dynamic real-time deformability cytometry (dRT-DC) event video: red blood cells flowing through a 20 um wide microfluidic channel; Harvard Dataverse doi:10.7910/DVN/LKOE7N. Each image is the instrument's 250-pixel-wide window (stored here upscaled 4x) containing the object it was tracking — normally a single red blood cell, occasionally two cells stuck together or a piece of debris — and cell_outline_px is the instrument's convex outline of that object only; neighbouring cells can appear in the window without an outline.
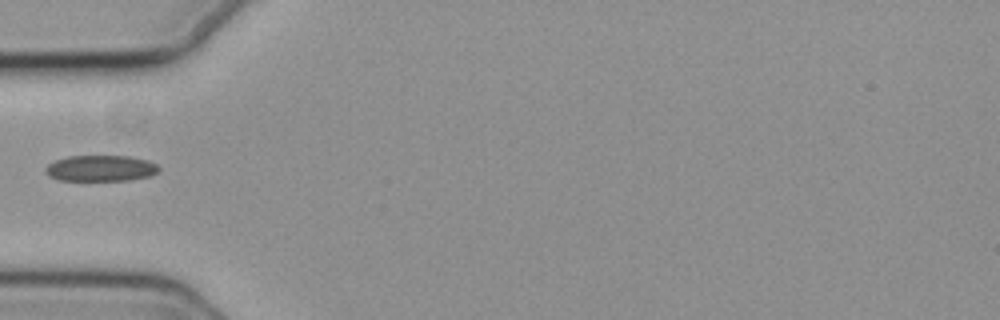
{"species": "common noctule bat (a hibernating species)", "species_latin": "Nyctalus noctula", "temperature_condition": "cold", "stored_images_in_passage": 14, "camera_frame_rate_fps": 3000, "um_per_image_px": 0.085, "animal": {"sex": "female", "body_mass_g": 19.3, "forearm_length_mm": 54.1}, "frame": {"image": 1, "passage_image": 1, "time_ms": 0.0, "image_size_px": [1000, 320], "cell_outline_px": [[160, 168], [152, 176], [128, 180], [60, 180], [48, 176], [44, 172], [44, 168], [52, 160], [68, 156], [128, 156], [148, 160], [156, 164]], "centroid_in_image_um": [8.52, 14.3], "position_along_channel_um": 76.5, "area_um2": 17.34}}
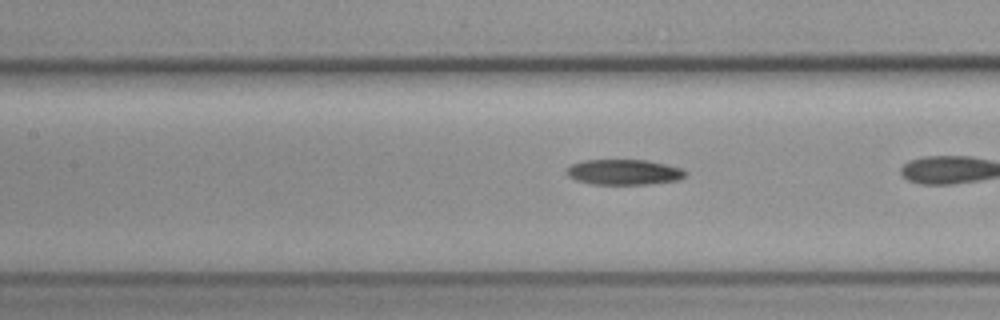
{"frame": {"image": 2, "passage_image": 5, "time_ms": 1.333, "image_size_px": [1000, 320], "cell_outline_px": [[688, 172], [680, 180], [648, 184], [592, 184], [576, 180], [568, 176], [564, 172], [572, 164], [584, 160], [648, 160], [684, 168]], "centroid_in_image_um": [53.07, 14.63], "position_along_channel_um": 154.3, "area_um2": 17.74}}